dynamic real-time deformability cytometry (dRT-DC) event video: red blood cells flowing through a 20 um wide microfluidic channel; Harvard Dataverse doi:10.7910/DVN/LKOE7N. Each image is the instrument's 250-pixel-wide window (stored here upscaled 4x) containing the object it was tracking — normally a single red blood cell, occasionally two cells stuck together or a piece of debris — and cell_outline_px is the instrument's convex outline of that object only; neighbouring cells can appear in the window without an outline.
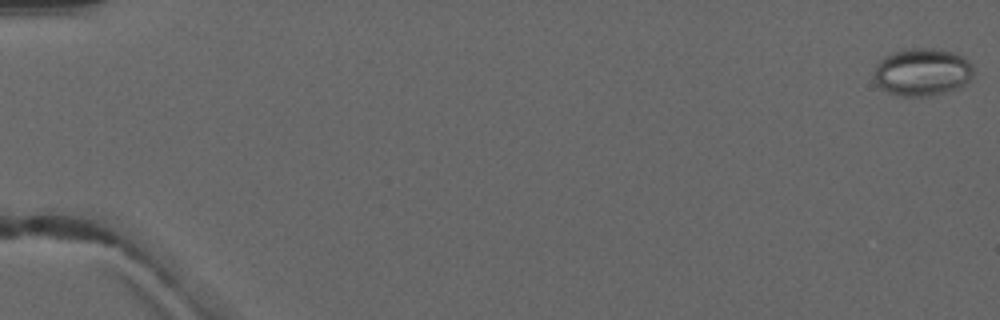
{"species": "common noctule bat (a hibernating species)", "species_latin": "Nyctalus noctula", "temperature_condition": "warm", "stored_images_in_passage": 5, "camera_frame_rate_fps": 3000, "um_per_image_px": 0.085, "animal": {"sex": "male", "forearm_length_mm": 52.5}, "frame": {"image": 1, "passage_image": 1, "time_ms": 0.0, "image_size_px": [1000, 320], "cell_outline_px": [[972, 76], [964, 84], [956, 88], [932, 96], [900, 96], [888, 92], [880, 88], [876, 84], [876, 64], [884, 56], [892, 52], [904, 48], [932, 48], [956, 52], [964, 56], [972, 64]], "centroid_in_image_um": [78.39, 6.1], "position_along_channel_um": 6.6, "area_um2": 27.69}}